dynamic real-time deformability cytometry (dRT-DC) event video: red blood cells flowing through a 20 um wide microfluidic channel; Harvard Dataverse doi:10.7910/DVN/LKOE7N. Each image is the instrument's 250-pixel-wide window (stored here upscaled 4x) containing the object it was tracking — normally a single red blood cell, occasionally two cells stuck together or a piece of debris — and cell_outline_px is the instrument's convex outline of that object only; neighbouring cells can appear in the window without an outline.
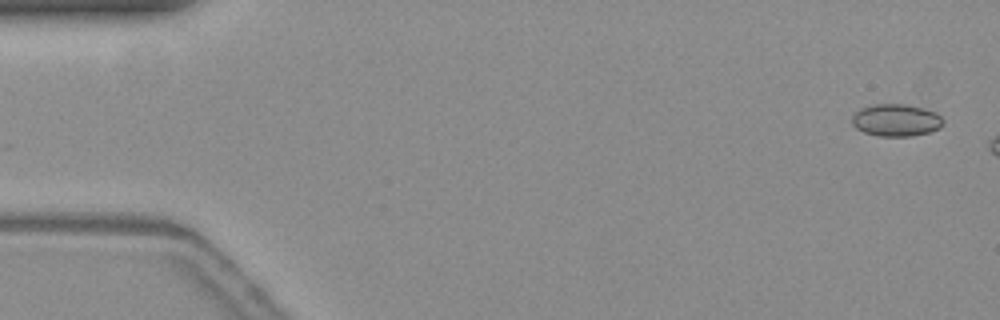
{"species": "common noctule bat (a hibernating species)", "species_latin": "Nyctalus noctula", "temperature_condition": "warm", "stored_images_in_passage": 9, "camera_frame_rate_fps": 3000, "um_per_image_px": 0.085, "animal": {"sex": "female", "body_mass_g": 19.3, "forearm_length_mm": 54.1}, "frame": {"image": 1, "passage_image": 2, "time_ms": 0.333, "image_size_px": [1000, 320], "cell_outline_px": [[944, 120], [940, 128], [928, 132], [912, 136], [880, 136], [864, 132], [856, 128], [852, 124], [852, 116], [860, 108], [876, 104], [904, 104], [936, 112]], "centroid_in_image_um": [76.16, 10.22], "position_along_channel_um": 8.8, "area_um2": 16.99}}